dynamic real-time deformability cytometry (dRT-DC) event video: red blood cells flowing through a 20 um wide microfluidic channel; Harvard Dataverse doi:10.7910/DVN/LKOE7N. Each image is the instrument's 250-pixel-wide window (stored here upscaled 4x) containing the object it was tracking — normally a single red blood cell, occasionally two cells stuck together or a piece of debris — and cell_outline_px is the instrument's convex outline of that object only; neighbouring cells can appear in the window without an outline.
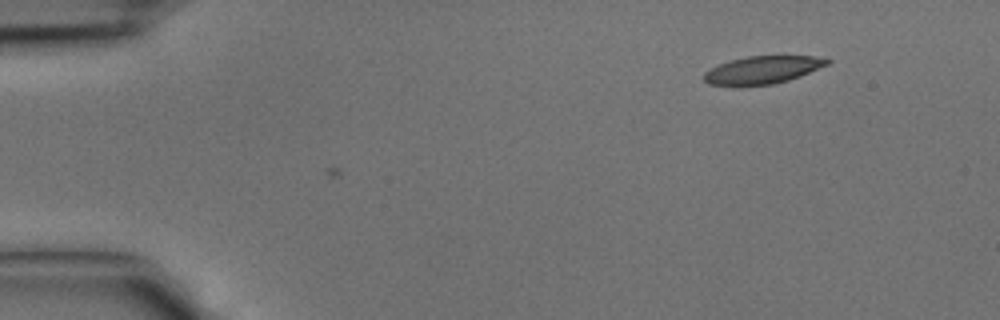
{"species": "common noctule bat (a hibernating species)", "species_latin": "Nyctalus noctula", "temperature_condition": "cold", "stored_images_in_passage": 4, "camera_frame_rate_fps": 3000, "um_per_image_px": 0.085, "animal": {"sex": "male", "body_mass_g": 15.6}, "frame": {"image": 1, "passage_image": 4, "time_ms": 1.0, "image_size_px": [1000, 320], "cell_outline_px": [[832, 60], [828, 64], [800, 76], [788, 80], [772, 84], [736, 88], [708, 84], [704, 80], [704, 72], [720, 64], [732, 60], [748, 56], [812, 56]], "centroid_in_image_um": [64.75, 5.98], "position_along_channel_um": 20.2, "area_um2": 20.11}}